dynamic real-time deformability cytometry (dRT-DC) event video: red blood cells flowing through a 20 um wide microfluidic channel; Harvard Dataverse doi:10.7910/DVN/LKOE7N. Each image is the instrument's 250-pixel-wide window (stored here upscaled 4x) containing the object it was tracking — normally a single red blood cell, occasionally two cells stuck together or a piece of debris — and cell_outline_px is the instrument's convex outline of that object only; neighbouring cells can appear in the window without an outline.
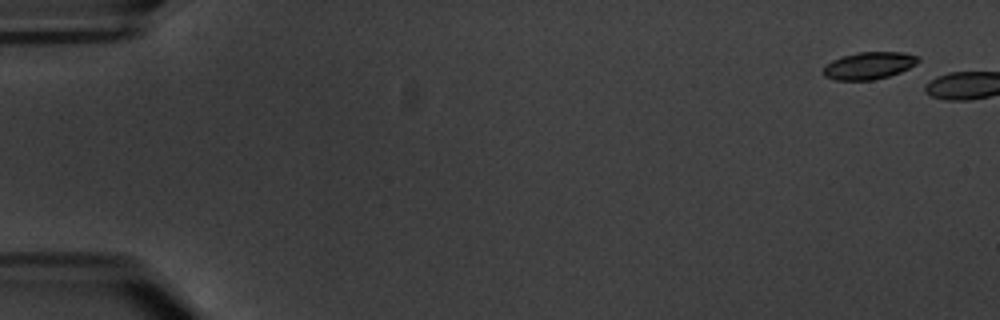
{"species": "common noctule bat (a hibernating species)", "species_latin": "Nyctalus noctula", "temperature_condition": "warm", "stored_images_in_passage": 2, "camera_frame_rate_fps": 3000, "um_per_image_px": 0.085, "animal": {"sex": "male", "body_mass_g": 20.1, "forearm_length_mm": 53.5}, "frame": {"image": 1, "passage_image": 1, "time_ms": 0.0, "image_size_px": [1000, 320], "cell_outline_px": [[920, 60], [916, 64], [900, 72], [888, 76], [872, 80], [836, 80], [824, 76], [824, 68], [832, 60], [844, 56], [860, 52], [900, 52], [920, 56]], "centroid_in_image_um": [73.89, 5.57], "position_along_channel_um": 11.1, "area_um2": 14.85}}